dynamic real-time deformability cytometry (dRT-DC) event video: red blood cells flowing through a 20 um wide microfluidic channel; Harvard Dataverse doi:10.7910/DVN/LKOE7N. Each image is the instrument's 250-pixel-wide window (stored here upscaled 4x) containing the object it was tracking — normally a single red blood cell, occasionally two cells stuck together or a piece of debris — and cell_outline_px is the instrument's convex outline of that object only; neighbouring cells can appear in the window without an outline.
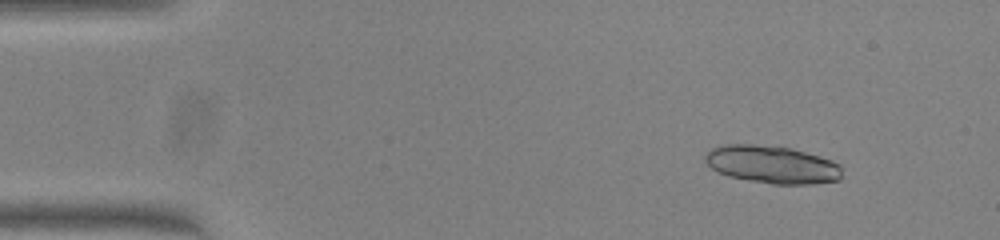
{"species": "common noctule bat (a hibernating species)", "species_latin": "Nyctalus noctula", "temperature_condition": "warm", "stored_images_in_passage": 48, "segment_of_instrument_passage": [1, 2], "camera_frame_rate_fps": 3000, "um_per_image_px": 0.085, "animal": {"sex": "female", "body_mass_g": 23.0, "forearm_length_mm": 53.4}, "frame": {"image": 1, "passage_image": 4, "time_ms": 1.0, "image_size_px": [1000, 240], "cell_outline_px": [[840, 180], [812, 184], [772, 184], [748, 180], [728, 176], [712, 168], [704, 160], [704, 156], [712, 148], [720, 144], [752, 144], [792, 148], [820, 156], [832, 160], [840, 164]], "centroid_in_image_um": [65.62, 13.98], "position_along_channel_um": 19.4, "area_um2": 30.11}}